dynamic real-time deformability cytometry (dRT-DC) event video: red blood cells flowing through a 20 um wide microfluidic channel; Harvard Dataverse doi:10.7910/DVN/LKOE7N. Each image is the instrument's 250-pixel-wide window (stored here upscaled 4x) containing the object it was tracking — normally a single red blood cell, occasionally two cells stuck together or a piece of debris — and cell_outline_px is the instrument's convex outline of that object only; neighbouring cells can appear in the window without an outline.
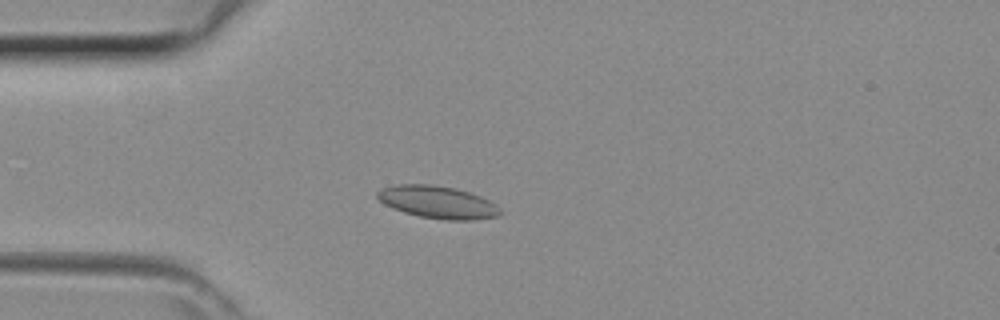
{"species": "common noctule bat (a hibernating species)", "species_latin": "Nyctalus noctula", "temperature_condition": "room temperature", "stored_images_in_passage": 33, "camera_frame_rate_fps": 3000, "um_per_image_px": 0.085, "animal": {"sex": "female", "body_mass_g": 29.2, "forearm_length_mm": 56.3}, "frame": {"image": 1, "passage_image": 2, "time_ms": 0.333, "image_size_px": [1000, 320], "cell_outline_px": [[500, 216], [472, 220], [448, 220], [420, 216], [404, 212], [392, 208], [384, 204], [376, 196], [376, 192], [380, 188], [396, 184], [432, 184], [456, 188], [480, 196], [488, 200], [500, 212]], "centroid_in_image_um": [37.13, 17.17], "position_along_channel_um": 47.9, "area_um2": 23.06}}
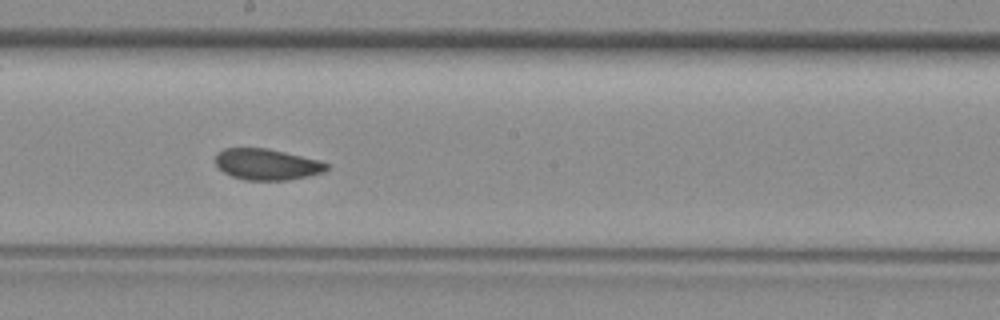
{"frame": {"image": 2, "passage_image": 14, "time_ms": 4.333, "image_size_px": [1000, 320], "cell_outline_px": [[328, 168], [324, 172], [308, 176], [288, 180], [244, 180], [232, 176], [224, 172], [216, 164], [216, 152], [224, 148], [268, 148], [320, 160], [328, 164]], "centroid_in_image_um": [22.69, 13.96], "position_along_channel_um": 225.5, "area_um2": 20.23}}
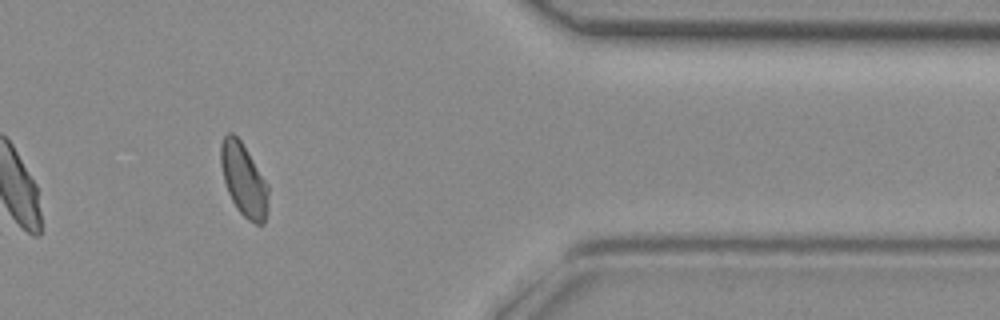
{"frame": {"image": 3, "passage_image": 26, "time_ms": 8.333, "image_size_px": [1000, 320], "cell_outline_px": [[268, 208], [264, 224], [256, 224], [248, 220], [236, 208], [228, 192], [224, 180], [220, 164], [220, 144], [224, 136], [228, 132], [232, 132], [240, 140], [268, 184]], "centroid_in_image_um": [20.71, 15.29], "position_along_channel_um": 390.7, "area_um2": 20.11}}